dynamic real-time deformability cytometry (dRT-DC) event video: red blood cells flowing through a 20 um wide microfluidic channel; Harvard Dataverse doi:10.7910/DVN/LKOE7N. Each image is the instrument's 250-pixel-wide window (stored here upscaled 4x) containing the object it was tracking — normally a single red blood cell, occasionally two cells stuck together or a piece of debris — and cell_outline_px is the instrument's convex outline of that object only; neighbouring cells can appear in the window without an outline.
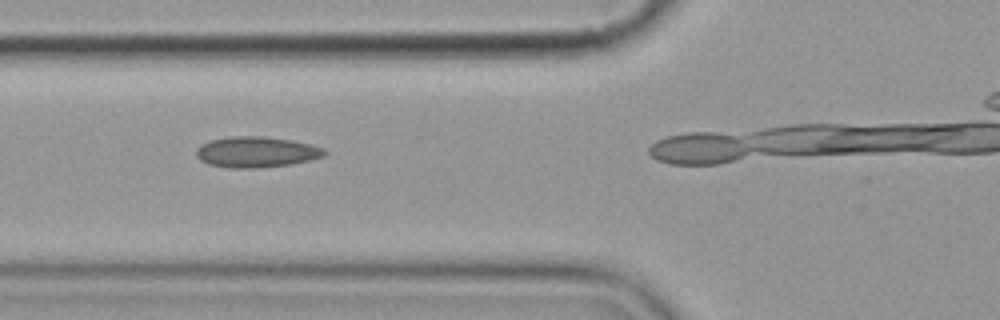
{"species": "common noctule bat (a hibernating species)", "species_latin": "Nyctalus noctula", "temperature_condition": "cold", "stored_images_in_passage": 5, "camera_frame_rate_fps": 3000, "um_per_image_px": 0.085, "animal": {"sex": "female", "body_mass_g": 19.9}, "frame": {"image": 1, "passage_image": 4, "time_ms": 4.333, "image_size_px": [1000, 320], "cell_outline_px": [[328, 152], [324, 156], [292, 164], [256, 168], [228, 168], [208, 164], [200, 160], [196, 156], [196, 148], [200, 144], [208, 140], [232, 136], [260, 136], [292, 140], [312, 144], [324, 148]], "centroid_in_image_um": [21.77, 12.92], "position_along_channel_um": 104.0, "area_um2": 23.24}}